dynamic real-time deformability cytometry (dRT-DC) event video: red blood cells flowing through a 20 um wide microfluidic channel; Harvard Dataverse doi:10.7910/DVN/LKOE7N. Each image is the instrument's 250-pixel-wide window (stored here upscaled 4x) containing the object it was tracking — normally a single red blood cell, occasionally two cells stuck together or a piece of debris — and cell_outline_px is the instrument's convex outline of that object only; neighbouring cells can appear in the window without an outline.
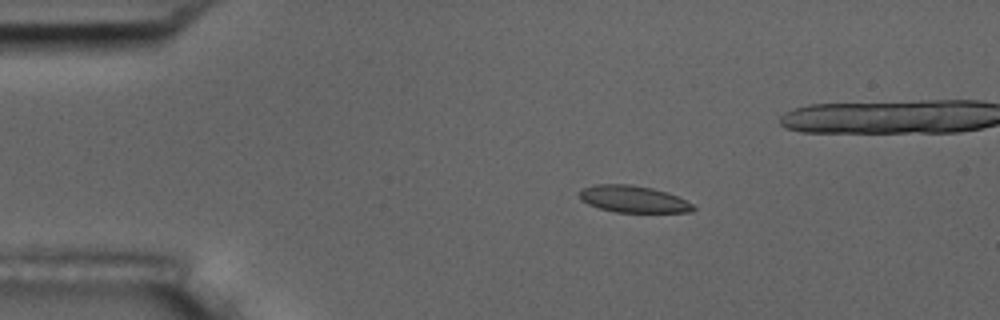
{"species": "common noctule bat (a hibernating species)", "species_latin": "Nyctalus noctula", "temperature_condition": "room temperature", "stored_images_in_passage": 10, "camera_frame_rate_fps": 3000, "um_per_image_px": 0.085, "animal": {"sex": "male", "body_mass_g": 17.5, "forearm_length_mm": 52.3}, "frame": {"image": 1, "passage_image": 2, "time_ms": 1.0, "image_size_px": [1000, 320], "cell_outline_px": [[696, 208], [692, 212], [616, 212], [600, 208], [588, 204], [580, 200], [580, 188], [592, 184], [632, 184], [652, 188], [668, 192], [692, 204]], "centroid_in_image_um": [53.79, 16.91], "position_along_channel_um": 31.2, "area_um2": 17.86}}
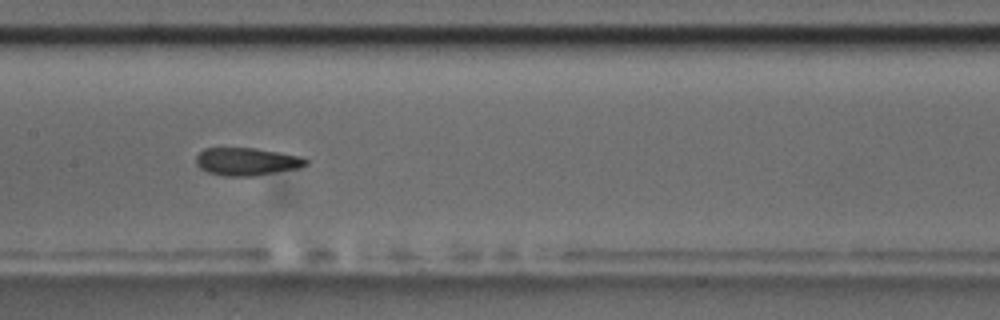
{"frame": {"image": 2, "passage_image": 7, "time_ms": 6.667, "image_size_px": [1000, 320], "cell_outline_px": [[308, 164], [300, 168], [252, 176], [224, 176], [208, 172], [200, 168], [196, 164], [196, 156], [204, 148], [256, 148], [280, 152], [300, 156], [308, 160]], "centroid_in_image_um": [20.98, 13.73], "position_along_channel_um": 186.4, "area_um2": 17.8}}
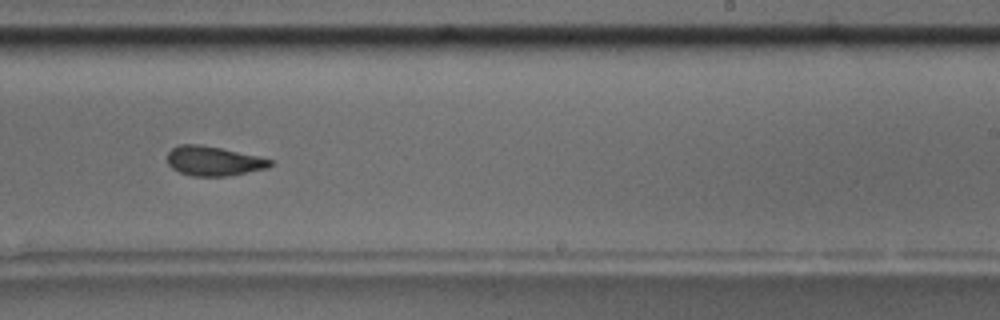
{"frame": {"image": 3, "passage_image": 9, "time_ms": 9.0, "image_size_px": [1000, 320], "cell_outline_px": [[272, 164], [268, 168], [228, 176], [192, 176], [180, 172], [172, 168], [168, 164], [168, 152], [172, 148], [180, 144], [200, 144], [260, 156], [272, 160]], "centroid_in_image_um": [18.16, 13.68], "position_along_channel_um": 270.8, "area_um2": 17.69}}